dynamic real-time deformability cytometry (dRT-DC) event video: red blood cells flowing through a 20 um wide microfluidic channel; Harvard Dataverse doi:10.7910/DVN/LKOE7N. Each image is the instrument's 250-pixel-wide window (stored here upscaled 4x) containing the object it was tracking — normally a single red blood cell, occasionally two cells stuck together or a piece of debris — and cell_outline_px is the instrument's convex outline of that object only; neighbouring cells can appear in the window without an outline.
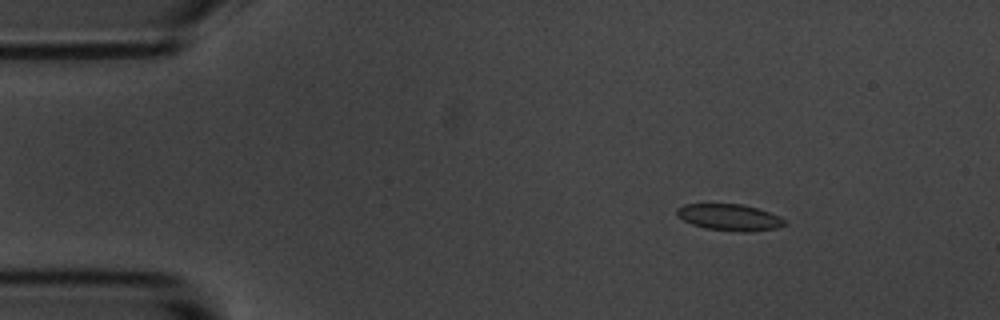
{"species": "common noctule bat (a hibernating species)", "species_latin": "Nyctalus noctula", "temperature_condition": "room temperature", "stored_images_in_passage": 3, "camera_frame_rate_fps": 3000, "um_per_image_px": 0.085, "animal": {"sex": "male", "body_mass_g": 20.1, "forearm_length_mm": 53.5}, "frame": {"image": 1, "passage_image": 1, "time_ms": 0.0, "image_size_px": [1000, 320], "cell_outline_px": [[788, 224], [776, 228], [748, 232], [740, 232], [704, 228], [692, 224], [684, 220], [676, 212], [676, 208], [684, 204], [744, 204], [780, 216]], "centroid_in_image_um": [62.02, 18.47], "position_along_channel_um": 23.0, "area_um2": 16.59}}